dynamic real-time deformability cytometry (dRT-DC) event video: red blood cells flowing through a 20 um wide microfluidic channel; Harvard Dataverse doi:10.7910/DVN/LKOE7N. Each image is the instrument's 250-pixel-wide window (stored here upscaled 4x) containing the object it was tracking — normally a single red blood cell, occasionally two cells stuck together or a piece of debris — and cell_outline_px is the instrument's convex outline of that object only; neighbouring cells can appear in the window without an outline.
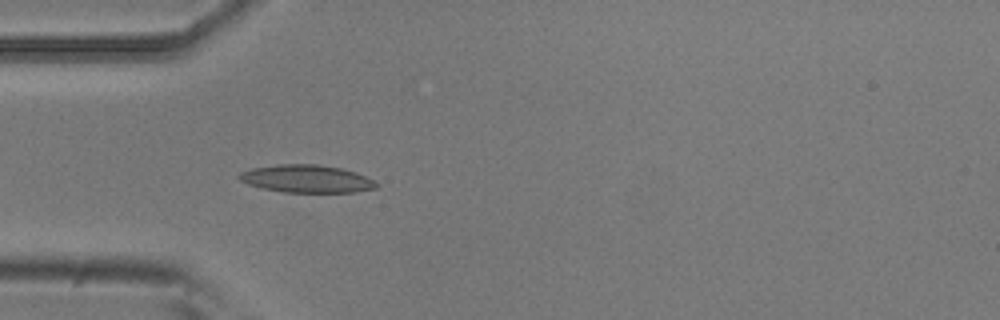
{"species": "common noctule bat (a hibernating species)", "species_latin": "Nyctalus noctula", "temperature_condition": "room temperature", "stored_images_in_passage": 4, "camera_frame_rate_fps": 3000, "um_per_image_px": 0.085, "animal": {"sex": "male", "body_mass_g": 20.5, "forearm_length_mm": 52.5}, "frame": {"image": 1, "passage_image": 4, "time_ms": 1.0, "image_size_px": [1000, 320], "cell_outline_px": [[380, 184], [376, 188], [352, 192], [284, 192], [264, 188], [248, 184], [240, 180], [236, 176], [240, 172], [252, 168], [280, 164], [316, 164], [340, 168], [356, 172]], "centroid_in_image_um": [26.05, 15.19], "position_along_channel_um": 59.0, "area_um2": 21.96}}